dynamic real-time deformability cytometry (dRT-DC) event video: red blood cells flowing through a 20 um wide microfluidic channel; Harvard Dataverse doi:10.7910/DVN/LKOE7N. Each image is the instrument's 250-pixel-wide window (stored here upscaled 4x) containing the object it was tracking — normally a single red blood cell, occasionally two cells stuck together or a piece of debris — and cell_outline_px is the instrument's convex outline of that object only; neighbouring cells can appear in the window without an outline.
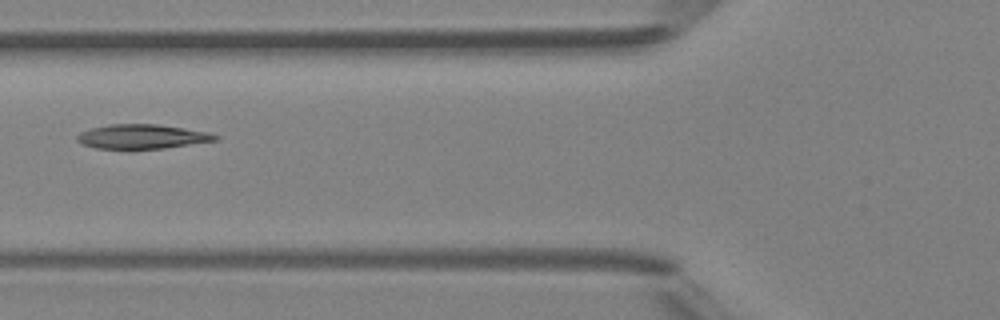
{"species": "Egyptian fruit bat (a non-hibernating species)", "species_latin": "Rousettus aegyptiacus", "temperature_condition": "room temperature", "stored_images_in_passage": 2, "camera_frame_rate_fps": 3000, "um_per_image_px": 0.085, "animal": {"sex": "female"}, "frame": {"image": 1, "passage_image": 2, "time_ms": 1.0, "image_size_px": [1000, 320], "cell_outline_px": [[220, 136], [216, 140], [164, 148], [96, 148], [84, 144], [76, 140], [76, 136], [80, 132], [92, 128], [108, 124], [156, 124], [184, 128], [208, 132]], "centroid_in_image_um": [12.06, 11.59], "position_along_channel_um": 113.7, "area_um2": 19.31}}